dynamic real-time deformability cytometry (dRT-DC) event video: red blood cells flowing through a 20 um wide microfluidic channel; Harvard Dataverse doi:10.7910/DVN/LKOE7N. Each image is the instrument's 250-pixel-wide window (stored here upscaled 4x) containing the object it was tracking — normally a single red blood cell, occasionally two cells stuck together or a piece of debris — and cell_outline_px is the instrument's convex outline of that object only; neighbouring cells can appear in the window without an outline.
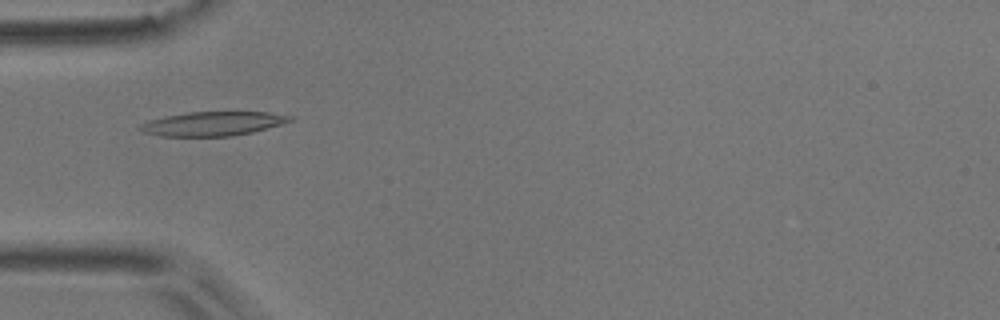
{"species": "common noctule bat (a hibernating species)", "species_latin": "Nyctalus noctula", "temperature_condition": "room temperature", "stored_images_in_passage": 52, "camera_frame_rate_fps": 3000, "um_per_image_px": 0.085, "animal": {"sex": "male", "body_mass_g": 17.9}, "frame": {"image": 1, "passage_image": 15, "time_ms": 4.667, "image_size_px": [1000, 320], "cell_outline_px": [[292, 120], [280, 124], [252, 132], [232, 136], [160, 136], [140, 132], [136, 128], [140, 124], [148, 120], [164, 116], [188, 112], [268, 112], [292, 116]], "centroid_in_image_um": [17.99, 10.51], "position_along_channel_um": 67.0, "area_um2": 21.1}}
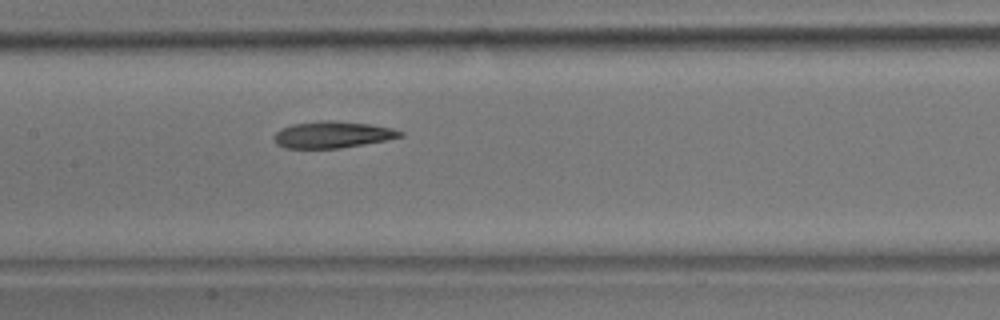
{"frame": {"image": 2, "passage_image": 24, "time_ms": 7.667, "image_size_px": [1000, 320], "cell_outline_px": [[404, 136], [384, 140], [340, 148], [284, 148], [276, 144], [272, 140], [272, 136], [280, 128], [292, 124], [320, 120], [332, 120], [372, 124], [392, 128], [404, 132]], "centroid_in_image_um": [28.21, 11.43], "position_along_channel_um": 179.2, "area_um2": 19.77}}
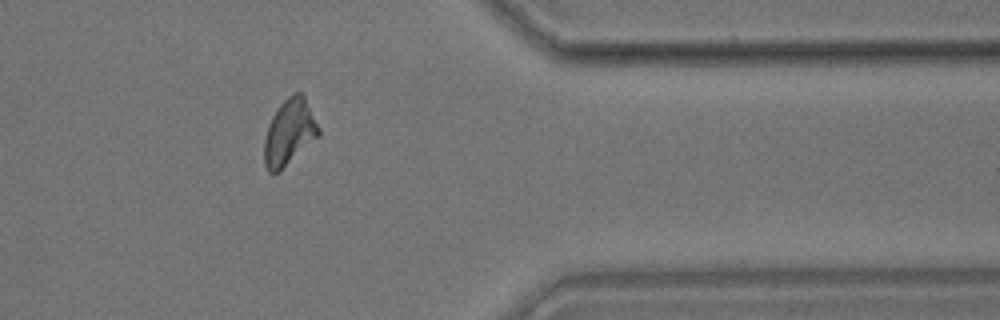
{"frame": {"image": 3, "passage_image": 42, "time_ms": 13.667, "image_size_px": [1000, 320], "cell_outline_px": [[320, 136], [280, 172], [268, 172], [264, 164], [264, 140], [268, 124], [272, 116], [280, 104], [292, 92], [300, 92], [304, 96], [320, 128]], "centroid_in_image_um": [24.6, 11.26], "position_along_channel_um": 386.8, "area_um2": 21.15}, "authors_computed_cell_mechanics": {"area_um2": 20.1722, "velocity_mm_per_s": 3.7351, "shape_relaxation_time_tau1_ms": 7.8964, "shape_relaxation_time_tau2_ms": 3.77, "deformation_change_tau1": 0.2061, "deformation_change_tau2": 0.1201}}